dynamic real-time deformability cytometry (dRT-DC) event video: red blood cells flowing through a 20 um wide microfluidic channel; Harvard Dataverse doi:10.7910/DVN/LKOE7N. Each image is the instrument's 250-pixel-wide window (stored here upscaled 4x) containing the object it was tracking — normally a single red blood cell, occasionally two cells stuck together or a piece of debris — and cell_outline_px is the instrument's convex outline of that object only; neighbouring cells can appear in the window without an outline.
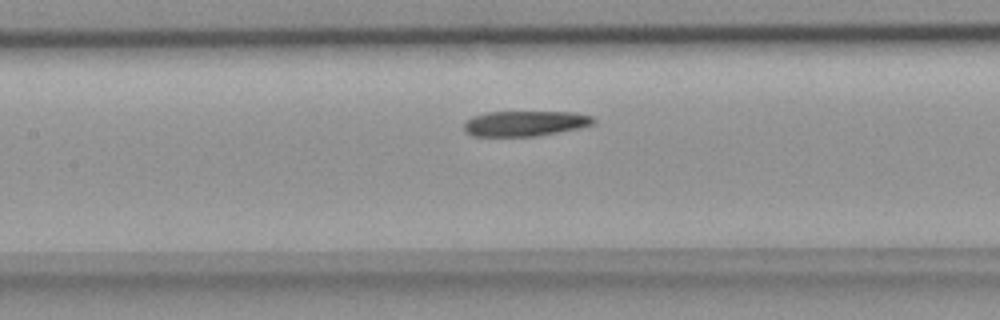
{"species": "common noctule bat (a hibernating species)", "species_latin": "Nyctalus noctula", "temperature_condition": "room temperature", "stored_images_in_passage": 37, "camera_frame_rate_fps": 3000, "um_per_image_px": 0.085, "animal": {"sex": "female", "body_mass_g": 18.4}, "frame": {"image": 1, "passage_image": 10, "time_ms": 3.0, "image_size_px": [1000, 320], "cell_outline_px": [[596, 120], [592, 124], [576, 128], [536, 136], [472, 136], [464, 132], [464, 124], [472, 116], [484, 112], [576, 112], [592, 116]], "centroid_in_image_um": [44.58, 10.48], "position_along_channel_um": 162.8, "area_um2": 19.02}}
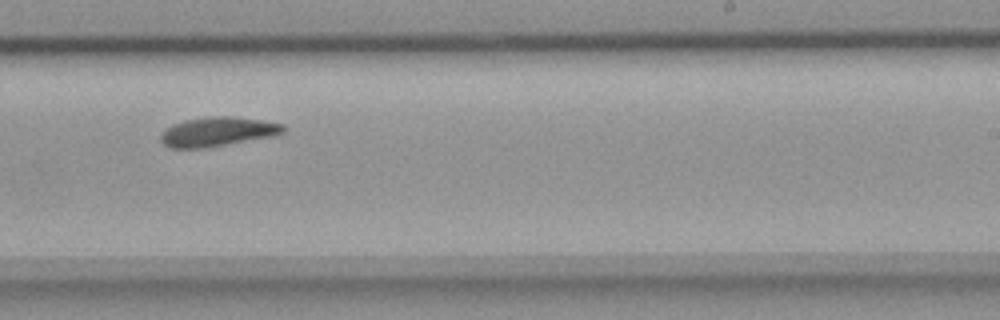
{"frame": {"image": 2, "passage_image": 18, "time_ms": 5.667, "image_size_px": [1000, 320], "cell_outline_px": [[284, 132], [272, 136], [200, 148], [168, 148], [160, 140], [160, 136], [172, 124], [184, 120], [212, 116], [228, 116], [260, 120], [284, 124]], "centroid_in_image_um": [18.46, 11.19], "position_along_channel_um": 270.5, "area_um2": 20.46}}
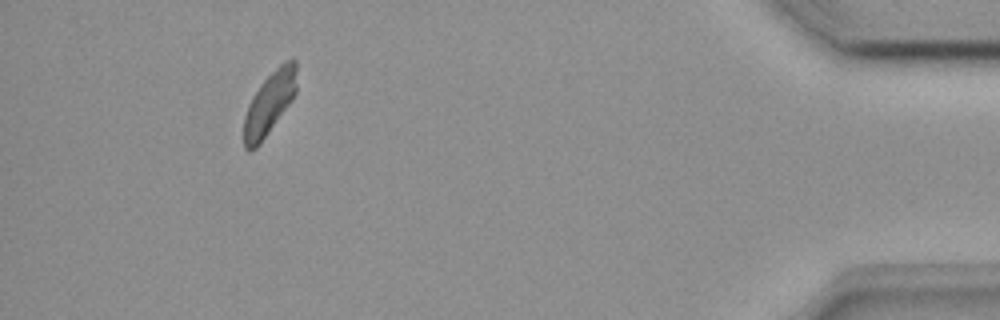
{"frame": {"image": 3, "passage_image": 33, "time_ms": 10.667, "image_size_px": [1000, 320], "cell_outline_px": [[296, 92], [292, 100], [260, 144], [256, 148], [248, 152], [244, 148], [244, 116], [248, 104], [252, 96], [260, 84], [284, 60], [292, 56], [296, 60]], "centroid_in_image_um": [22.9, 8.76], "position_along_channel_um": 412.3, "area_um2": 19.42}}